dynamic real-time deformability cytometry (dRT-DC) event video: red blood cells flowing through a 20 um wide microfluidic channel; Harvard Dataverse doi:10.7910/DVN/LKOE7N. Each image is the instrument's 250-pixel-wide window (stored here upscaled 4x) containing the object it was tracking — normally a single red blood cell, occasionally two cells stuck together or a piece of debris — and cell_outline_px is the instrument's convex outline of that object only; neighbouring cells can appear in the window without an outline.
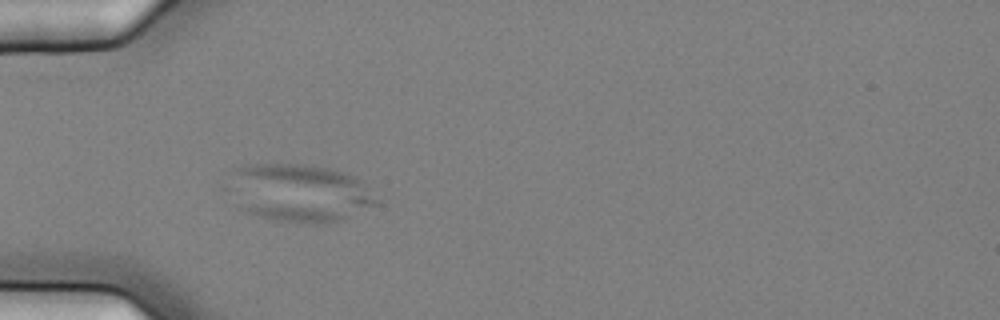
{"species": "common noctule bat (a hibernating species)", "species_latin": "Nyctalus noctula", "temperature_condition": "cold", "stored_images_in_passage": 4, "camera_frame_rate_fps": 3000, "um_per_image_px": 0.085, "animal": {"sex": "female", "body_mass_g": 25.1}, "frame": {"image": 1, "passage_image": 3, "time_ms": 0.667, "image_size_px": [1000, 320], "cell_outline_px": [[384, 204], [336, 220], [300, 224], [276, 220], [248, 212], [220, 188], [232, 168], [244, 164], [304, 164], [328, 168], [348, 172], [364, 180]], "centroid_in_image_um": [25.4, 16.35], "position_along_channel_um": 59.6, "area_um2": 51.56}}